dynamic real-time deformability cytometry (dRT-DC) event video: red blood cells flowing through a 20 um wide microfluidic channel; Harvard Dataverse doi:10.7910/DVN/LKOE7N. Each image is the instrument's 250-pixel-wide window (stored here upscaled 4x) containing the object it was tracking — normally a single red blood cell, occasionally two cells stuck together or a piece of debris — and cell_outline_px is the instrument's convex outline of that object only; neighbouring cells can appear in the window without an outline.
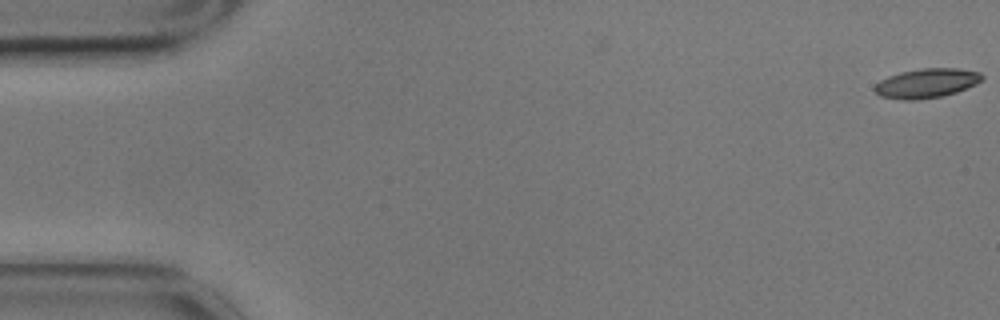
{"species": "common noctule bat (a hibernating species)", "species_latin": "Nyctalus noctula", "temperature_condition": "cold", "stored_images_in_passage": 18, "camera_frame_rate_fps": 3000, "um_per_image_px": 0.085, "animal": {"sex": "male", "body_mass_g": 17.9}, "frame": {"image": 1, "passage_image": 1, "time_ms": 0.0, "image_size_px": [1000, 320], "cell_outline_px": [[984, 80], [976, 84], [956, 92], [940, 96], [916, 100], [904, 100], [880, 96], [872, 88], [880, 80], [888, 76], [900, 72], [920, 68], [960, 68], [980, 72], [984, 76]], "centroid_in_image_um": [78.77, 7.06], "position_along_channel_um": 6.2, "area_um2": 18.5}}
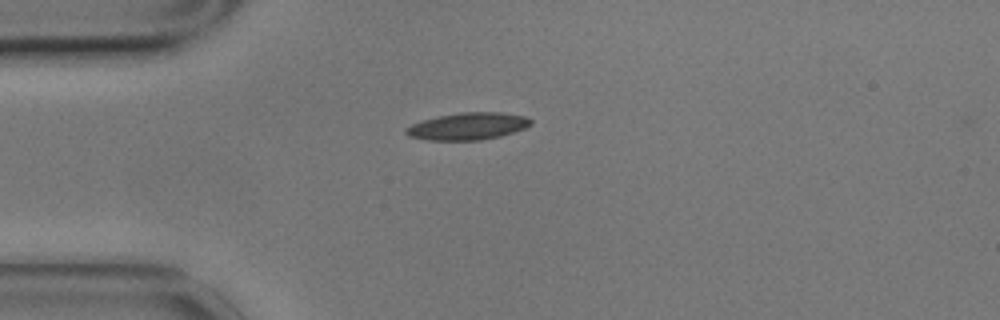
{"frame": {"image": 2, "passage_image": 15, "time_ms": 4.667, "image_size_px": [1000, 320], "cell_outline_px": [[532, 124], [524, 128], [500, 136], [480, 140], [428, 140], [408, 136], [404, 132], [404, 128], [412, 124], [424, 120], [440, 116], [460, 112], [500, 112], [524, 116], [532, 120]], "centroid_in_image_um": [39.75, 10.73], "position_along_channel_um": 45.3, "area_um2": 19.59}}